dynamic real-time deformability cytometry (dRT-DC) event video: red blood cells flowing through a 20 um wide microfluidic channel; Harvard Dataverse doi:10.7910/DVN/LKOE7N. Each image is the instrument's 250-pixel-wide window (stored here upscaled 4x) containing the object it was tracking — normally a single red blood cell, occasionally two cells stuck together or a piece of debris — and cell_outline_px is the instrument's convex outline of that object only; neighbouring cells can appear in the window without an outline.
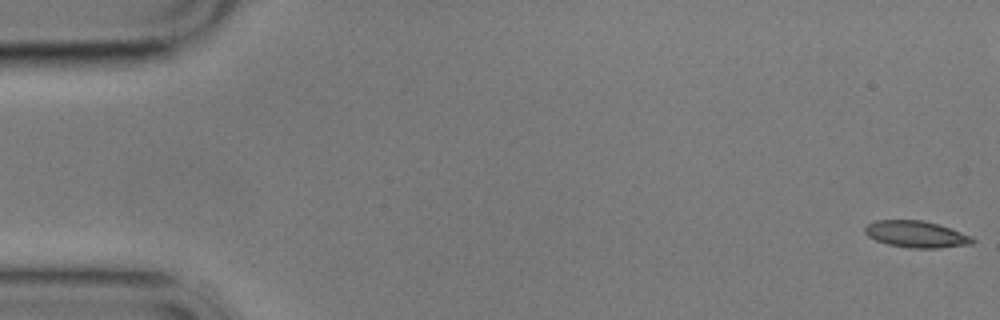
{"species": "common noctule bat (a hibernating species)", "species_latin": "Nyctalus noctula", "temperature_condition": "cold", "stored_images_in_passage": 6, "camera_frame_rate_fps": 3000, "um_per_image_px": 0.085, "animal": {"sex": "male", "body_mass_g": 17.9}, "frame": {"image": 1, "passage_image": 1, "time_ms": 0.0, "image_size_px": [1000, 320], "cell_outline_px": [[976, 240], [972, 244], [940, 248], [908, 248], [888, 244], [876, 240], [868, 236], [864, 232], [864, 228], [868, 224], [876, 220], [924, 220], [972, 236]], "centroid_in_image_um": [77.87, 19.92], "position_along_channel_um": 7.1, "area_um2": 16.65}}